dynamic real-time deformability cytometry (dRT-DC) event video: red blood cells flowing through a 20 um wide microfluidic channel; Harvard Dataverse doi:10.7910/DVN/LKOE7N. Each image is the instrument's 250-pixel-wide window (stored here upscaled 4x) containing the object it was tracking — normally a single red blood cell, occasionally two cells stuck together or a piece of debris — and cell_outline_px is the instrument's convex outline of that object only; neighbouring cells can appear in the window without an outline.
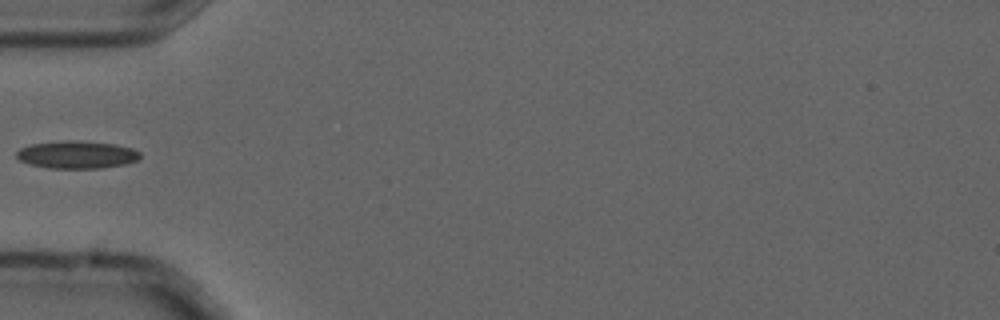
{"species": "common noctule bat (a hibernating species)", "species_latin": "Nyctalus noctula", "temperature_condition": "cold", "stored_images_in_passage": 1, "camera_frame_rate_fps": 3000, "um_per_image_px": 0.085, "animal": {"sex": "male", "forearm_length_mm": 52.5}, "frame": {"image": 1, "passage_image": 1, "time_ms": 0.0, "image_size_px": [1000, 320], "cell_outline_px": [[140, 156], [136, 160], [124, 164], [100, 168], [48, 168], [32, 164], [20, 160], [16, 156], [16, 152], [20, 148], [32, 144], [64, 140], [80, 140], [112, 144], [132, 148], [140, 152]], "centroid_in_image_um": [6.52, 13.14], "position_along_channel_um": 78.5, "area_um2": 19.71}}